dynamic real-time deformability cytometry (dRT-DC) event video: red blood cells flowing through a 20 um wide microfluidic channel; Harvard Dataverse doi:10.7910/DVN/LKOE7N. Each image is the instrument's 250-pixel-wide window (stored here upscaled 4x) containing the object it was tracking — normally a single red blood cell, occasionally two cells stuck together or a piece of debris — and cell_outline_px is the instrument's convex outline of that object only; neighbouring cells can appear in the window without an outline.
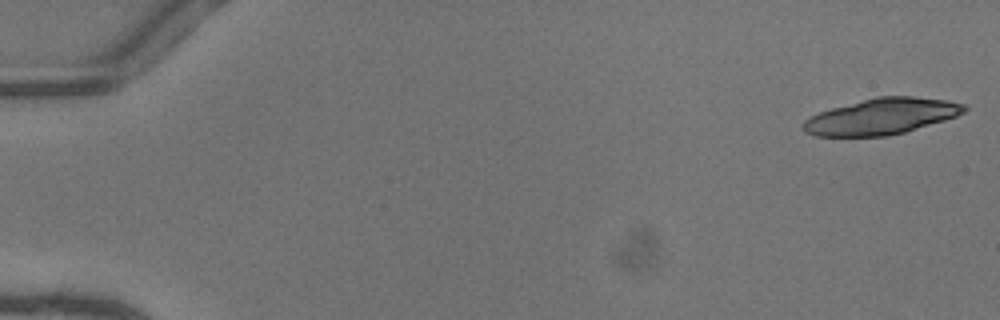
{"species": "common noctule bat (a hibernating species)", "species_latin": "Nyctalus noctula", "temperature_condition": "warm", "stored_images_in_passage": 19, "camera_frame_rate_fps": 3000, "um_per_image_px": 0.085, "animal": {"sex": "female"}, "frame": {"image": 1, "passage_image": 1, "time_ms": 0.0, "image_size_px": [1000, 320], "cell_outline_px": [[968, 108], [964, 112], [956, 116], [944, 120], [904, 132], [888, 136], [816, 136], [804, 132], [804, 120], [820, 112], [832, 108], [876, 96], [912, 96], [948, 100], [964, 104]], "centroid_in_image_um": [74.95, 9.89], "position_along_channel_um": 10.1, "area_um2": 33.58}}